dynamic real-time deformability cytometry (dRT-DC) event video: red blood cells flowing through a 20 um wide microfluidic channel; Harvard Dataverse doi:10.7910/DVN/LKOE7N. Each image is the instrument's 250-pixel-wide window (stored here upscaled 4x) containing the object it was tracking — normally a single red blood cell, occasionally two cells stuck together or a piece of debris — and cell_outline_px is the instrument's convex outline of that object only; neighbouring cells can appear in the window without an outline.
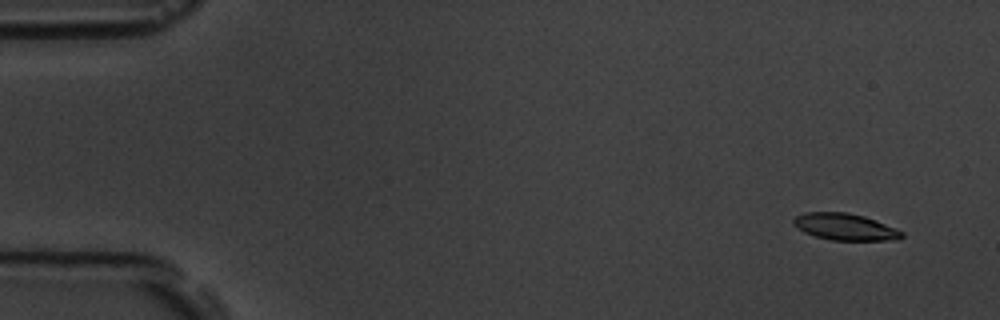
{"species": "common noctule bat (a hibernating species)", "species_latin": "Nyctalus noctula", "temperature_condition": "room temperature", "stored_images_in_passage": 4, "camera_frame_rate_fps": 3000, "um_per_image_px": 0.085, "animal": {"sex": "male", "body_mass_g": 19.5, "forearm_length_mm": 54.6}, "frame": {"image": 1, "passage_image": 1, "time_ms": 0.0, "image_size_px": [1000, 320], "cell_outline_px": [[904, 236], [900, 240], [832, 240], [816, 236], [804, 232], [792, 224], [792, 220], [796, 216], [804, 212], [848, 212], [864, 216], [896, 228], [904, 232]], "centroid_in_image_um": [71.84, 19.28], "position_along_channel_um": 13.2, "area_um2": 16.94}}
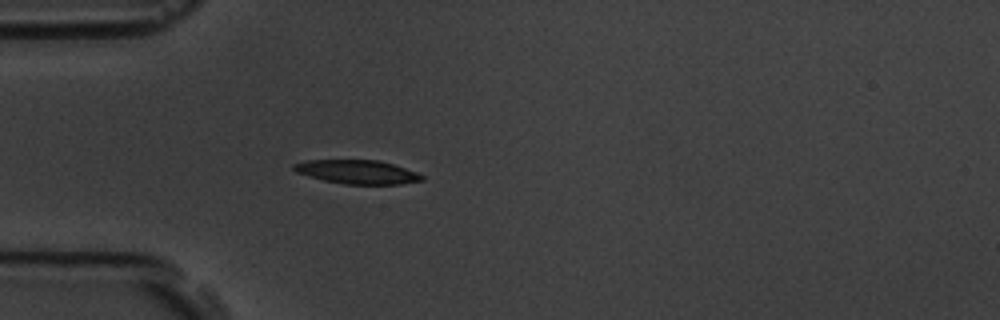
{"frame": {"image": 2, "passage_image": 4, "time_ms": 4.333, "image_size_px": [1000, 320], "cell_outline_px": [[424, 180], [400, 184], [344, 184], [324, 180], [308, 176], [296, 172], [292, 168], [292, 164], [304, 160], [380, 160], [416, 172], [424, 176]], "centroid_in_image_um": [30.34, 14.61], "position_along_channel_um": 54.7, "area_um2": 17.74}}